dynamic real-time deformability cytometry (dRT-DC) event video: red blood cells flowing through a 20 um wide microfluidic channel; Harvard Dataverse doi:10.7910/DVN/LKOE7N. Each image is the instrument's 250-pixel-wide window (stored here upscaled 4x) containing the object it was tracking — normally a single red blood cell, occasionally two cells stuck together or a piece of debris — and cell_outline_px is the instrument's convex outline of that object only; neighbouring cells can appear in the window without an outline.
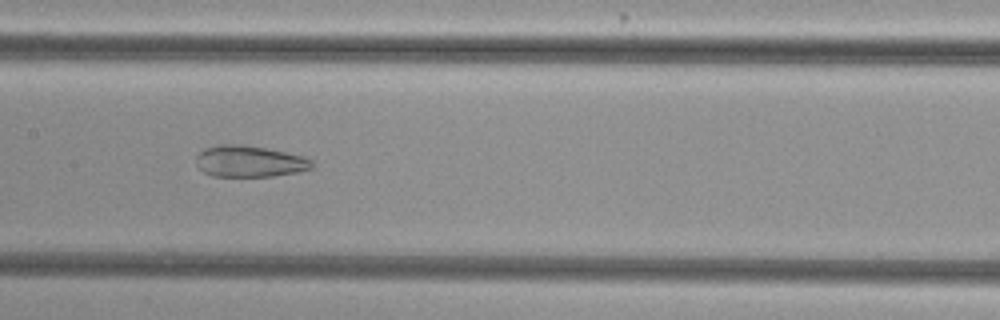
{"species": "common noctule bat (a hibernating species)", "species_latin": "Nyctalus noctula", "temperature_condition": "cold", "stored_images_in_passage": 52, "camera_frame_rate_fps": 3000, "um_per_image_px": 0.085, "animal": {"sex": "female", "body_mass_g": 29.2, "forearm_length_mm": 56.3}, "frame": {"image": 1, "passage_image": 27, "time_ms": 8.667, "image_size_px": [1000, 320], "cell_outline_px": [[312, 168], [296, 172], [272, 176], [212, 176], [204, 172], [196, 164], [196, 156], [204, 148], [220, 144], [240, 144], [264, 148], [304, 156], [312, 160]], "centroid_in_image_um": [21.18, 13.71], "position_along_channel_um": 186.2, "area_um2": 21.04}}
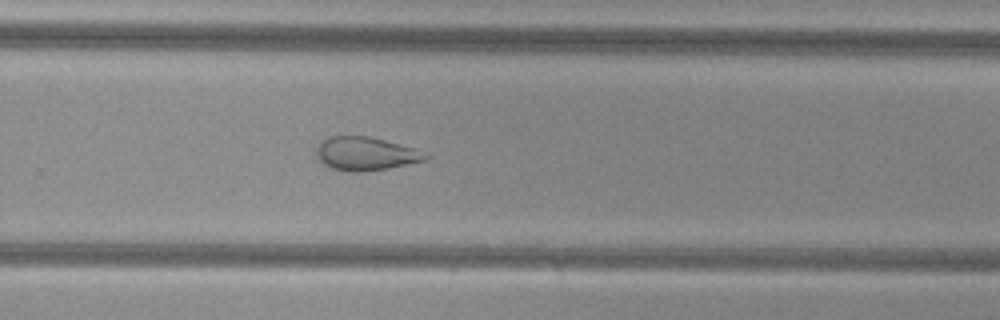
{"frame": {"image": 2, "passage_image": 36, "time_ms": 11.667, "image_size_px": [1000, 320], "cell_outline_px": [[432, 156], [424, 160], [388, 168], [364, 172], [348, 172], [332, 168], [324, 164], [316, 156], [316, 148], [328, 136], [368, 136], [416, 148]], "centroid_in_image_um": [31.08, 13.07], "position_along_channel_um": 298.7, "area_um2": 21.21}}
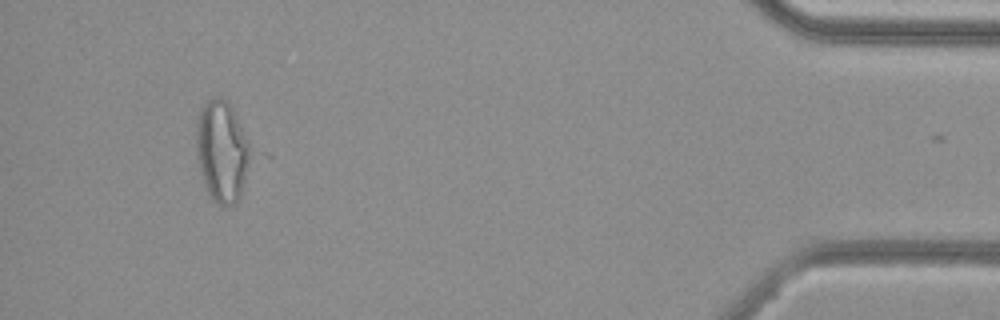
{"frame": {"image": 3, "passage_image": 51, "time_ms": 16.667, "image_size_px": [1000, 320], "cell_outline_px": [[256, 156], [240, 196], [236, 204], [228, 208], [216, 204], [212, 200], [204, 184], [196, 160], [196, 128], [200, 108], [212, 96], [216, 96], [224, 100], [232, 108]], "centroid_in_image_um": [18.91, 12.94], "position_along_channel_um": 416.3, "area_um2": 33.18}, "authors_computed_cell_mechanics": {"area_um2": 29.5358, "velocity_mm_per_s": 3.7613, "shape_relaxation_time_tau1_ms": null, "shape_relaxation_time_tau2_ms": 2.2355, "deformation_change_tau1": null, "deformation_change_tau2": 0.0998}}